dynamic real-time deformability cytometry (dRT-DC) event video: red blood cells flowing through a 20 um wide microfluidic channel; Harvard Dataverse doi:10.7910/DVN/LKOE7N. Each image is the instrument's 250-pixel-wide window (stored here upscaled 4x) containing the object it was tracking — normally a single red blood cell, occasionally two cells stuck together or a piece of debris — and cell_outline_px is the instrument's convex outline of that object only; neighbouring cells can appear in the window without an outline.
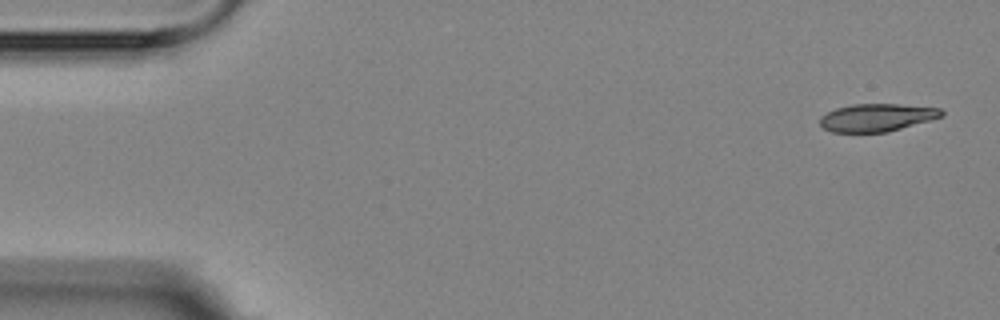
{"species": "Egyptian fruit bat (a non-hibernating species)", "species_latin": "Rousettus aegyptiacus", "temperature_condition": "room temperature", "stored_images_in_passage": 5, "camera_frame_rate_fps": 3000, "um_per_image_px": 0.085, "animal": {"sex": "female"}, "frame": {"image": 1, "passage_image": 1, "time_ms": 0.0, "image_size_px": [1000, 320], "cell_outline_px": [[944, 116], [888, 132], [832, 132], [824, 128], [820, 124], [820, 116], [836, 108], [852, 104], [900, 104], [940, 108], [944, 112]], "centroid_in_image_um": [74.54, 9.99], "position_along_channel_um": 10.5, "area_um2": 19.65}}